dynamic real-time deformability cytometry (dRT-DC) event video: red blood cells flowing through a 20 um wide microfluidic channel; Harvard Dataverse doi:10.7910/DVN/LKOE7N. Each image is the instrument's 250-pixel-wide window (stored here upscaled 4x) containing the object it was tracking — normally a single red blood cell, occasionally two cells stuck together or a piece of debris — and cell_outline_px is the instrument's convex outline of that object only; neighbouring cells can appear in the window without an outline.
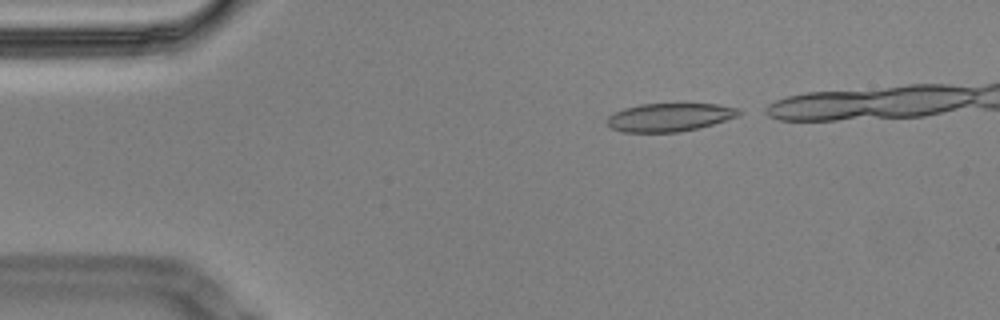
{"species": "Egyptian fruit bat (a non-hibernating species)", "species_latin": "Rousettus aegyptiacus", "temperature_condition": "cold", "stored_images_in_passage": 39, "camera_frame_rate_fps": 3000, "um_per_image_px": 0.085, "animal": {"sex": "male"}, "frame": {"image": 1, "passage_image": 2, "time_ms": 0.333, "image_size_px": [1000, 320], "cell_outline_px": [[740, 116], [712, 124], [680, 132], [624, 132], [612, 128], [608, 124], [608, 116], [624, 108], [640, 104], [716, 104], [740, 108]], "centroid_in_image_um": [56.94, 9.96], "position_along_channel_um": 28.1, "area_um2": 21.5}}
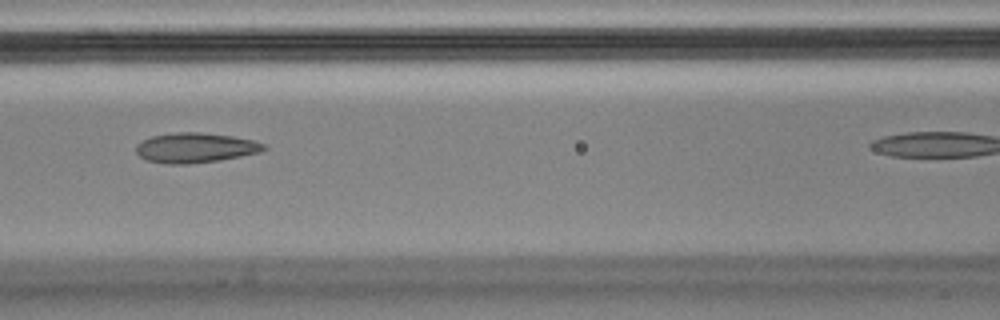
{"frame": {"image": 2, "passage_image": 17, "time_ms": 5.333, "image_size_px": [1000, 320], "cell_outline_px": [[268, 148], [260, 152], [220, 160], [188, 164], [164, 164], [144, 160], [136, 152], [136, 144], [152, 136], [176, 132], [200, 132], [232, 136], [252, 140], [264, 144]], "centroid_in_image_um": [16.58, 12.57], "position_along_channel_um": 150.0, "area_um2": 22.31}}
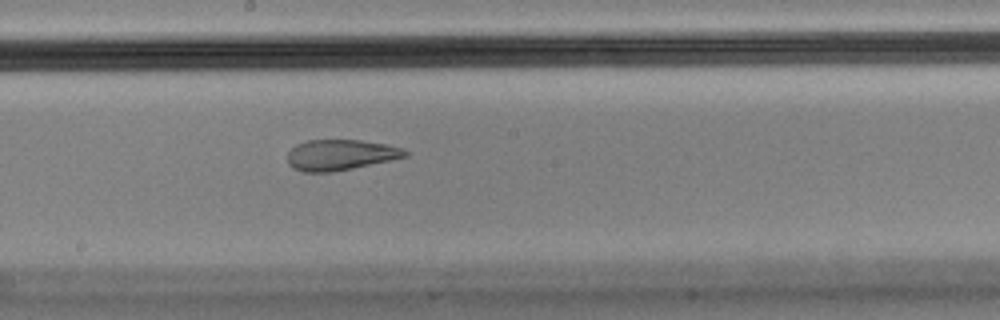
{"frame": {"image": 3, "passage_image": 23, "time_ms": 7.333, "image_size_px": [1000, 320], "cell_outline_px": [[408, 156], [392, 160], [332, 172], [304, 172], [292, 168], [288, 164], [288, 152], [296, 144], [308, 140], [360, 140], [388, 144], [404, 148], [408, 152]], "centroid_in_image_um": [28.95, 13.16], "position_along_channel_um": 219.2, "area_um2": 21.15}}